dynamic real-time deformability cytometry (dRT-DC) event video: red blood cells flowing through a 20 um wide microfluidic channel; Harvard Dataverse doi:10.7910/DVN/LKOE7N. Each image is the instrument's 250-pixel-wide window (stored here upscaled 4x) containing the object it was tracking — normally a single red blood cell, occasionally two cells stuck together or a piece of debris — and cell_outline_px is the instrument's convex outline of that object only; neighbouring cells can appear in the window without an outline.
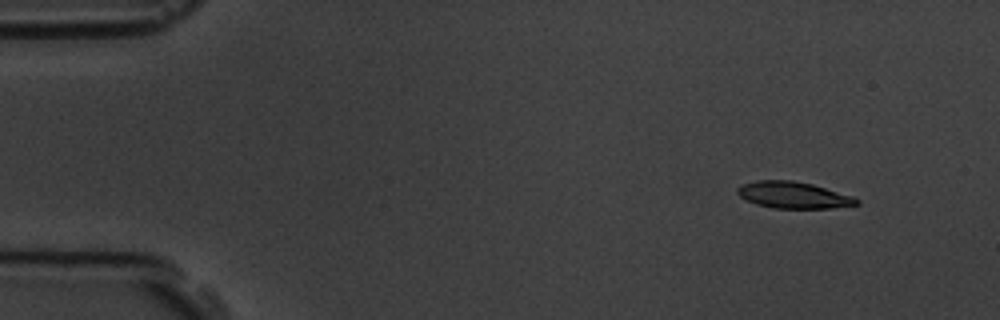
{"species": "common noctule bat (a hibernating species)", "species_latin": "Nyctalus noctula", "temperature_condition": "room temperature", "stored_images_in_passage": 5, "camera_frame_rate_fps": 3000, "um_per_image_px": 0.085, "animal": {"sex": "male", "body_mass_g": 19.5, "forearm_length_mm": 54.6}, "frame": {"image": 1, "passage_image": 2, "time_ms": 1.333, "image_size_px": [1000, 320], "cell_outline_px": [[860, 204], [832, 208], [772, 208], [756, 204], [740, 196], [736, 192], [736, 188], [740, 184], [756, 180], [792, 180], [812, 184], [852, 196], [860, 200]], "centroid_in_image_um": [67.41, 16.57], "position_along_channel_um": 17.6, "area_um2": 18.5}}
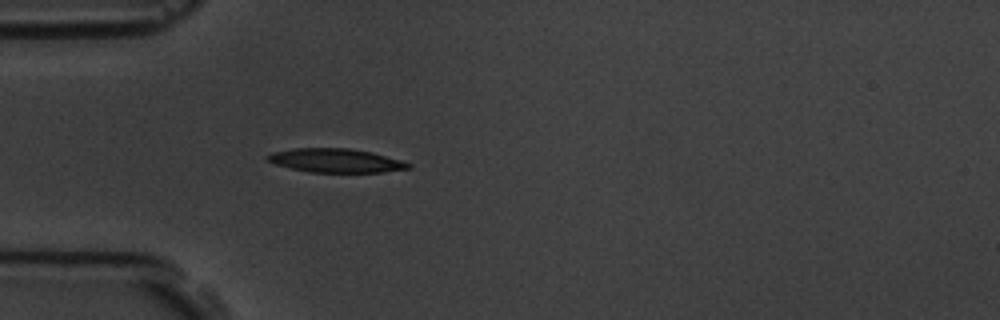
{"frame": {"image": 2, "passage_image": 5, "time_ms": 5.0, "image_size_px": [1000, 320], "cell_outline_px": [[412, 168], [384, 172], [308, 172], [276, 164], [268, 160], [264, 156], [272, 152], [296, 148], [348, 148], [372, 152], [400, 160], [412, 164]], "centroid_in_image_um": [28.56, 13.64], "position_along_channel_um": 56.4, "area_um2": 19.48}}